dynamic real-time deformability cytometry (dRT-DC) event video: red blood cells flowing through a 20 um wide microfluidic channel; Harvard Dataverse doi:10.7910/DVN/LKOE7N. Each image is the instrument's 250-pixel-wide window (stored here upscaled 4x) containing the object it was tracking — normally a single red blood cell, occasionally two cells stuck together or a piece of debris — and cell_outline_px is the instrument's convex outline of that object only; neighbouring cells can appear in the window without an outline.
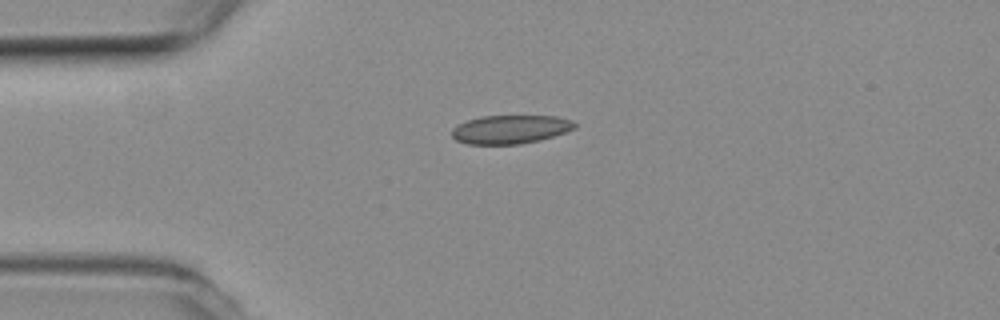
{"species": "common noctule bat (a hibernating species)", "species_latin": "Nyctalus noctula", "temperature_condition": "room temperature", "stored_images_in_passage": 4, "camera_frame_rate_fps": 3000, "um_per_image_px": 0.085, "animal": {"sex": "female", "body_mass_g": 19.3, "forearm_length_mm": 54.1}, "frame": {"image": 1, "passage_image": 1, "time_ms": 0.0, "image_size_px": [1000, 320], "cell_outline_px": [[576, 128], [540, 140], [520, 144], [468, 144], [456, 140], [452, 136], [452, 128], [468, 120], [480, 116], [556, 116], [572, 120], [576, 124]], "centroid_in_image_um": [43.38, 10.99], "position_along_channel_um": 41.6, "area_um2": 20.35}}
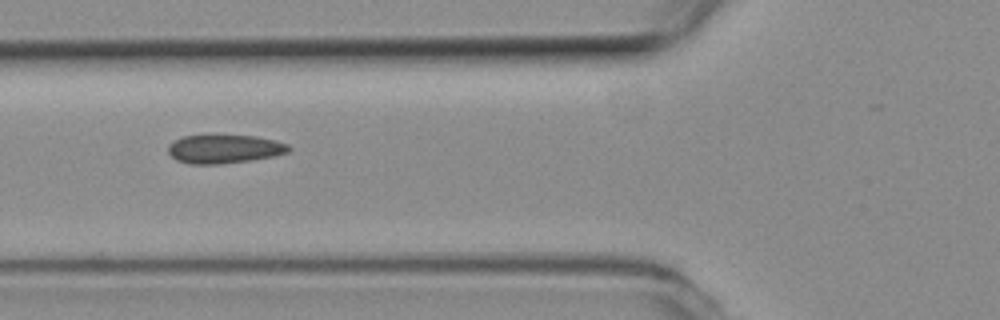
{"frame": {"image": 2, "passage_image": 3, "time_ms": 0.667, "image_size_px": [1000, 320], "cell_outline_px": [[292, 148], [288, 152], [272, 156], [252, 160], [220, 164], [188, 164], [176, 160], [168, 152], [168, 144], [184, 136], [256, 136], [276, 140], [288, 144]], "centroid_in_image_um": [19.08, 12.67], "position_along_channel_um": 106.7, "area_um2": 20.0}}
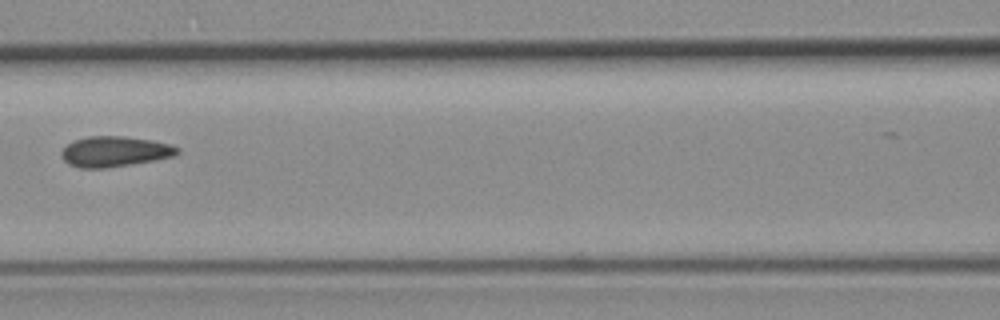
{"frame": {"image": 3, "passage_image": 4, "time_ms": 1.0, "image_size_px": [1000, 320], "cell_outline_px": [[180, 152], [176, 156], [156, 160], [108, 168], [80, 168], [68, 164], [60, 156], [60, 152], [68, 144], [76, 140], [88, 136], [124, 136], [152, 140], [168, 144], [180, 148]], "centroid_in_image_um": [9.76, 12.89], "position_along_channel_um": 156.8, "area_um2": 20.69}}